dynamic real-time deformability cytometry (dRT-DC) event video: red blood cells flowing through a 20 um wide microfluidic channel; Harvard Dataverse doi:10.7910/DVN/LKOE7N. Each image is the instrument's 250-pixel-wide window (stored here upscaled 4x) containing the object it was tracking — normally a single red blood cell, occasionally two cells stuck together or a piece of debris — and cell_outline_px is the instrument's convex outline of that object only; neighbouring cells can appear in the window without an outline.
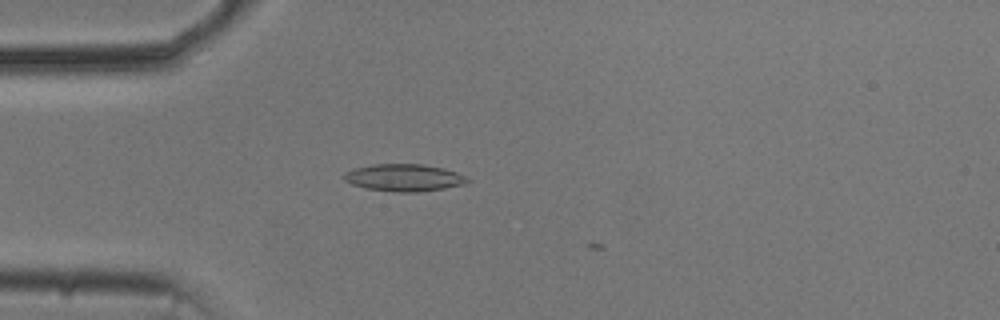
{"species": "common noctule bat (a hibernating species)", "species_latin": "Nyctalus noctula", "temperature_condition": "cold", "stored_images_in_passage": 3, "camera_frame_rate_fps": 3000, "um_per_image_px": 0.085, "animal": {"sex": "male", "body_mass_g": 20.5, "forearm_length_mm": 52.5}, "frame": {"image": 1, "passage_image": 1, "time_ms": 0.0, "image_size_px": [1000, 320], "cell_outline_px": [[468, 180], [464, 184], [444, 188], [416, 192], [396, 192], [368, 188], [352, 184], [344, 180], [344, 172], [352, 168], [372, 164], [424, 164], [444, 168], [468, 176]], "centroid_in_image_um": [34.33, 15.08], "position_along_channel_um": 50.7, "area_um2": 19.54}}